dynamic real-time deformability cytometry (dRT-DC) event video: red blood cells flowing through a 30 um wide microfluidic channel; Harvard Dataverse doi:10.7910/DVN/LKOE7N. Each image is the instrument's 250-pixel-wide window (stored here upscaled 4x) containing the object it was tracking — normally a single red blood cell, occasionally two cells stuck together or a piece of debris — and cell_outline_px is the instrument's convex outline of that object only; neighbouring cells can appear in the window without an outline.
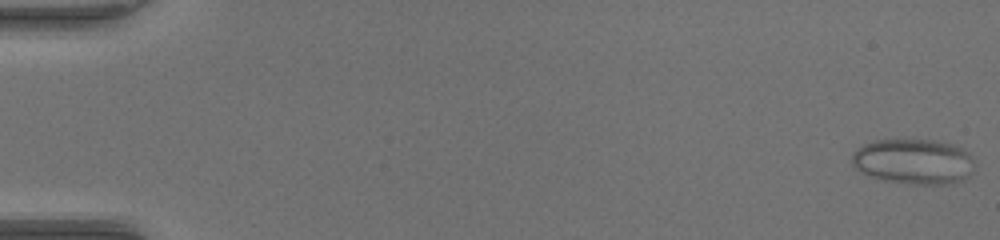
{"species": "common noctule bat (a hibernating species)", "species_latin": "Nyctalus noctula", "temperature_condition": "warm", "stored_images_in_passage": 52, "camera_frame_rate_fps": 3000, "um_per_image_px": 0.085, "animal": {"sex": "female", "body_mass_g": 17.0, "forearm_length_mm": 48.0}, "frame": {"image": 1, "passage_image": 1, "time_ms": 0.0, "image_size_px": [1000, 240], "cell_outline_px": [[976, 164], [972, 172], [968, 176], [960, 180], [948, 184], [908, 184], [884, 180], [860, 172], [852, 164], [852, 152], [856, 148], [872, 140], [940, 140], [964, 148], [972, 156]], "centroid_in_image_um": [77.67, 13.72], "position_along_channel_um": 7.3, "area_um2": 32.77}}
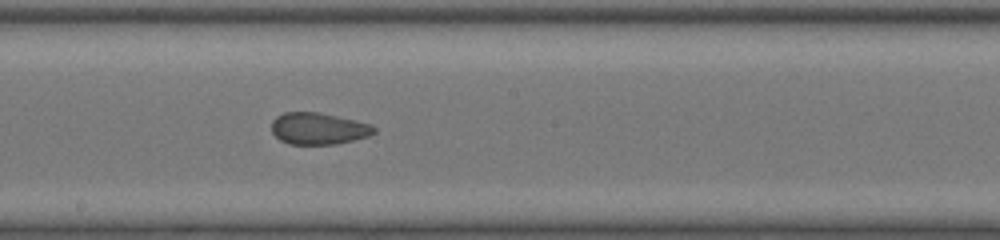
{"frame": {"image": 2, "passage_image": 30, "time_ms": 9.667, "image_size_px": [1000, 240], "cell_outline_px": [[376, 132], [368, 136], [336, 144], [288, 144], [280, 140], [272, 132], [272, 120], [276, 116], [284, 112], [320, 112], [372, 124], [376, 128]], "centroid_in_image_um": [27.06, 10.92], "position_along_channel_um": 221.1, "area_um2": 19.02}}
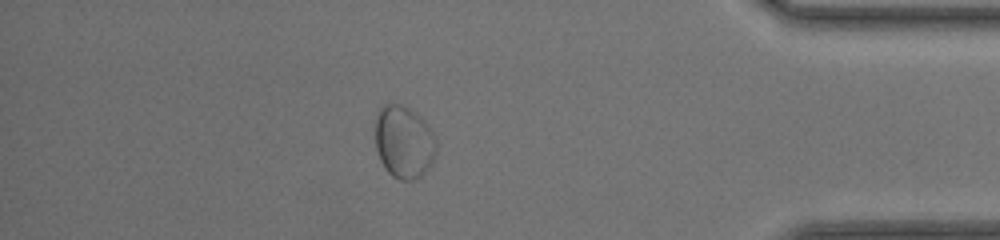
{"frame": {"image": 3, "passage_image": 46, "time_ms": 15.0, "image_size_px": [1000, 240], "cell_outline_px": [[436, 152], [428, 168], [420, 176], [412, 180], [400, 180], [392, 176], [384, 168], [380, 160], [376, 148], [376, 116], [380, 108], [384, 104], [400, 104], [416, 112], [424, 120], [432, 132], [436, 140]], "centroid_in_image_um": [34.32, 12.07], "position_along_channel_um": 400.9, "area_um2": 25.78}}